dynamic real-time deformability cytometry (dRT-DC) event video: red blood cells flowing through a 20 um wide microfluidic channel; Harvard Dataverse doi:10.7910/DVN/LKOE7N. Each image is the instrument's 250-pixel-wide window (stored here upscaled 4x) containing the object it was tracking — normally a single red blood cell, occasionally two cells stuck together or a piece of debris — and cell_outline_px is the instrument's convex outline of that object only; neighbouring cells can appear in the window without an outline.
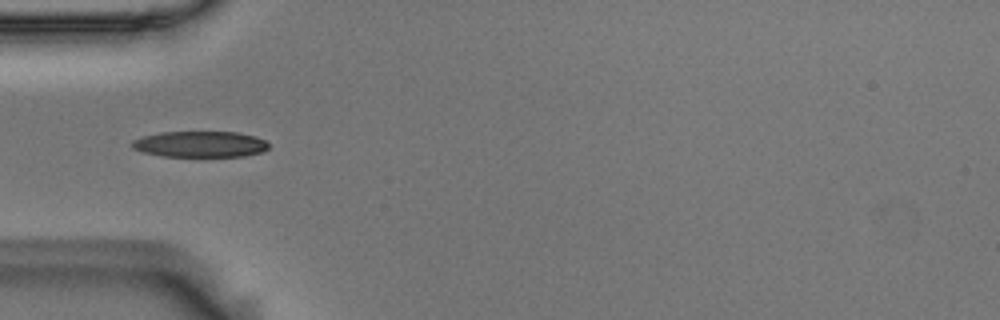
{"species": "Egyptian fruit bat (a non-hibernating species)", "species_latin": "Rousettus aegyptiacus", "temperature_condition": "room temperature", "stored_images_in_passage": 23, "camera_frame_rate_fps": 3000, "um_per_image_px": 0.085, "animal": {"sex": "male"}, "frame": {"image": 1, "passage_image": 1, "time_ms": 0.0, "image_size_px": [1000, 320], "cell_outline_px": [[268, 148], [260, 152], [244, 156], [160, 156], [144, 152], [132, 148], [128, 144], [132, 140], [144, 136], [160, 132], [236, 132], [256, 136], [264, 140], [268, 144]], "centroid_in_image_um": [16.96, 12.25], "position_along_channel_um": 68.0, "area_um2": 20.69}}
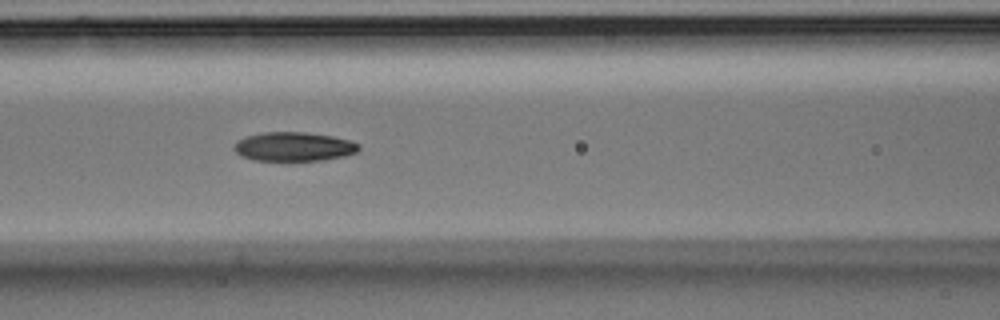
{"frame": {"image": 2, "passage_image": 7, "time_ms": 2.0, "image_size_px": [1000, 320], "cell_outline_px": [[360, 148], [356, 152], [344, 156], [324, 160], [252, 160], [240, 156], [232, 148], [236, 140], [244, 136], [264, 132], [304, 132], [332, 136], [348, 140], [360, 144]], "centroid_in_image_um": [24.92, 12.46], "position_along_channel_um": 141.7, "area_um2": 21.21}}
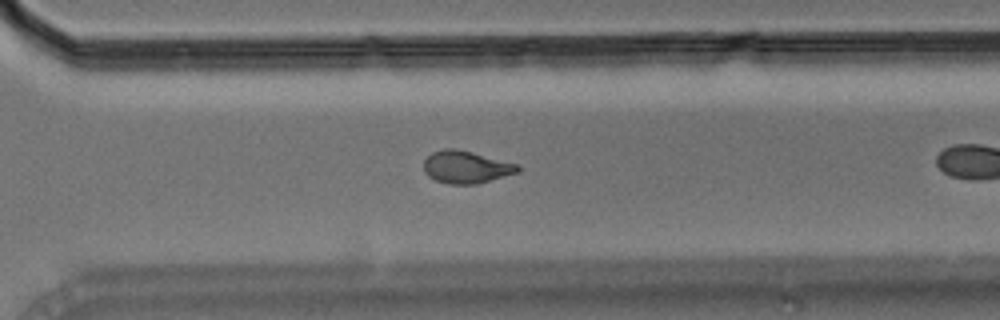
{"frame": {"image": 3, "passage_image": 19, "time_ms": 6.0, "image_size_px": [1000, 320], "cell_outline_px": [[520, 168], [516, 172], [476, 184], [448, 184], [436, 180], [428, 176], [424, 172], [424, 160], [432, 152], [444, 148], [456, 148], [520, 164]], "centroid_in_image_um": [39.59, 14.18], "position_along_channel_um": 331.0, "area_um2": 17.69}}